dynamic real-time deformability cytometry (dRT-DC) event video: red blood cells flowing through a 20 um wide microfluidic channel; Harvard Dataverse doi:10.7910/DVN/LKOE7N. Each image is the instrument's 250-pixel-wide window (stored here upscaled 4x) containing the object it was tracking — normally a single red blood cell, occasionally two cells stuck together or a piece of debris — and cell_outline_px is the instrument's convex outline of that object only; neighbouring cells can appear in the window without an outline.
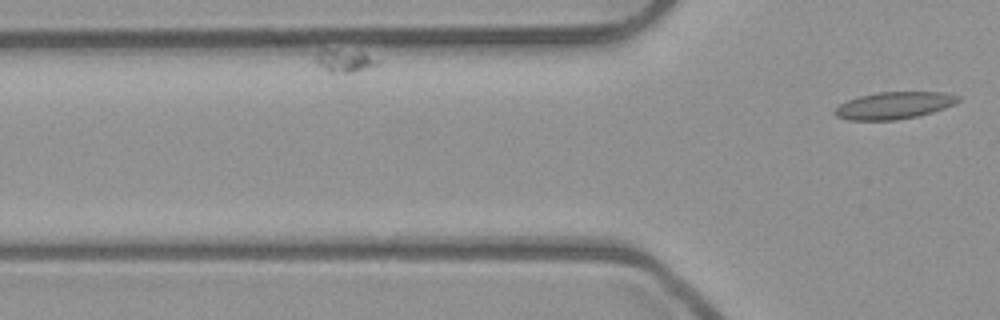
{"species": "common noctule bat (a hibernating species)", "species_latin": "Nyctalus noctula", "temperature_condition": "room temperature", "stored_images_in_passage": 8, "camera_frame_rate_fps": 3000, "um_per_image_px": 0.085, "animal": {"sex": "male", "body_mass_g": 23.1, "forearm_length_mm": 52.7}, "frame": {"image": 1, "passage_image": 8, "time_ms": 2.333, "image_size_px": [1000, 320], "cell_outline_px": [[960, 100], [944, 108], [932, 112], [916, 116], [896, 120], [848, 120], [836, 116], [832, 112], [840, 104], [848, 100], [860, 96], [876, 92], [940, 92], [960, 96]], "centroid_in_image_um": [75.96, 8.96], "position_along_channel_um": 49.8, "area_um2": 19.31}}